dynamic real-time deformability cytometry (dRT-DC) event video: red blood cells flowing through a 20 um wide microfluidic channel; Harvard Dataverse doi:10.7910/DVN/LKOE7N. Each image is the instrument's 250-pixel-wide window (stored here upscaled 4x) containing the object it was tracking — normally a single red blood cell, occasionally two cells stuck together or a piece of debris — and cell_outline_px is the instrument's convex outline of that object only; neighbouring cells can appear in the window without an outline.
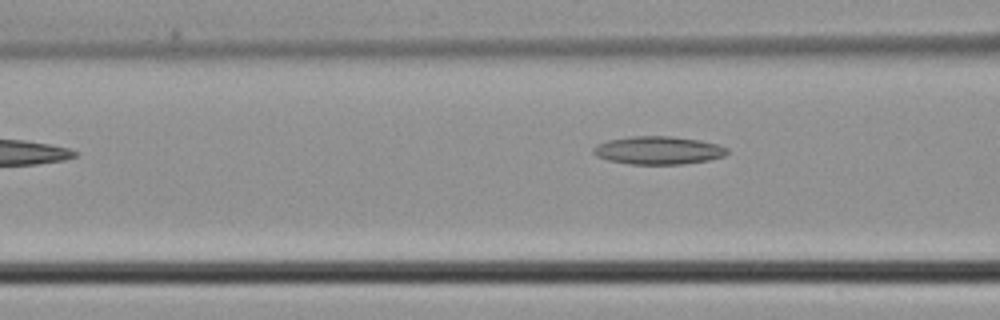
{"species": "common noctule bat (a hibernating species)", "species_latin": "Nyctalus noctula", "temperature_condition": "cold", "stored_images_in_passage": 4, "camera_frame_rate_fps": 3000, "um_per_image_px": 0.085, "animal": {"sex": "male", "body_mass_g": 21.5, "forearm_length_mm": 52.0}, "frame": {"image": 1, "passage_image": 3, "time_ms": 0.667, "image_size_px": [1000, 320], "cell_outline_px": [[728, 152], [724, 156], [708, 160], [684, 164], [628, 164], [608, 160], [596, 156], [592, 152], [592, 148], [596, 144], [608, 140], [628, 136], [672, 136], [700, 140], [716, 144], [728, 148]], "centroid_in_image_um": [55.92, 12.77], "position_along_channel_um": 110.7, "area_um2": 22.02}}
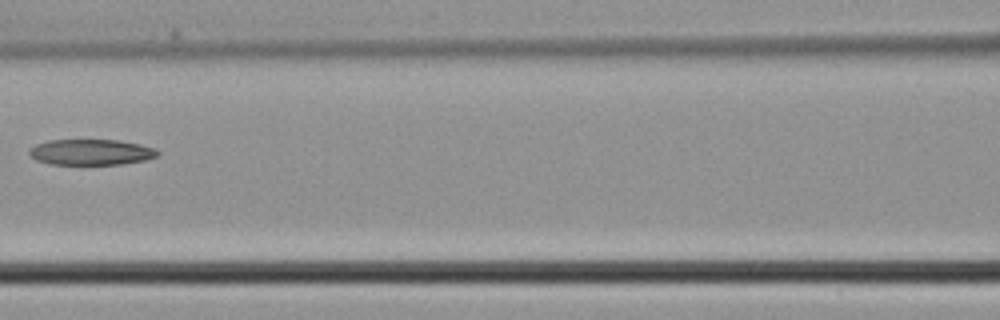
{"frame": {"image": 2, "passage_image": 4, "time_ms": 1.0, "image_size_px": [1000, 320], "cell_outline_px": [[160, 156], [144, 160], [120, 164], [48, 164], [36, 160], [28, 152], [36, 144], [48, 140], [116, 140], [140, 144], [156, 148], [160, 152]], "centroid_in_image_um": [7.78, 12.93], "position_along_channel_um": 158.8, "area_um2": 19.25}}